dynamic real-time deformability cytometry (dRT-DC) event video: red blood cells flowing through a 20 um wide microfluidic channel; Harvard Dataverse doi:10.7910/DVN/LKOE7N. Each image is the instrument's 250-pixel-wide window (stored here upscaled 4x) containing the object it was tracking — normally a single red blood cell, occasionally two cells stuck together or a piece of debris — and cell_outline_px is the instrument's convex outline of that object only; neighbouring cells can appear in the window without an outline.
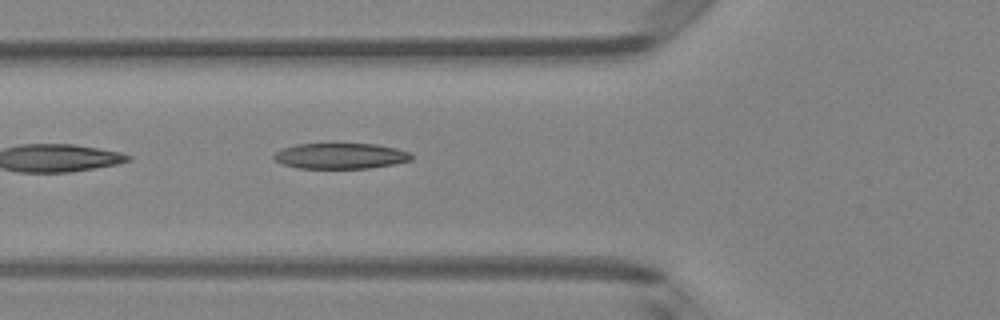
{"species": "Egyptian fruit bat (a non-hibernating species)", "species_latin": "Rousettus aegyptiacus", "temperature_condition": "room temperature", "stored_images_in_passage": 3, "camera_frame_rate_fps": 3000, "um_per_image_px": 0.085, "animal": {"sex": "female"}, "frame": {"image": 1, "passage_image": 3, "time_ms": 0.667, "image_size_px": [1000, 320], "cell_outline_px": [[412, 160], [396, 164], [368, 168], [296, 168], [280, 164], [272, 156], [276, 152], [284, 148], [296, 144], [332, 140], [376, 144], [396, 148], [412, 152]], "centroid_in_image_um": [28.94, 13.2], "position_along_channel_um": 96.9, "area_um2": 21.85}}